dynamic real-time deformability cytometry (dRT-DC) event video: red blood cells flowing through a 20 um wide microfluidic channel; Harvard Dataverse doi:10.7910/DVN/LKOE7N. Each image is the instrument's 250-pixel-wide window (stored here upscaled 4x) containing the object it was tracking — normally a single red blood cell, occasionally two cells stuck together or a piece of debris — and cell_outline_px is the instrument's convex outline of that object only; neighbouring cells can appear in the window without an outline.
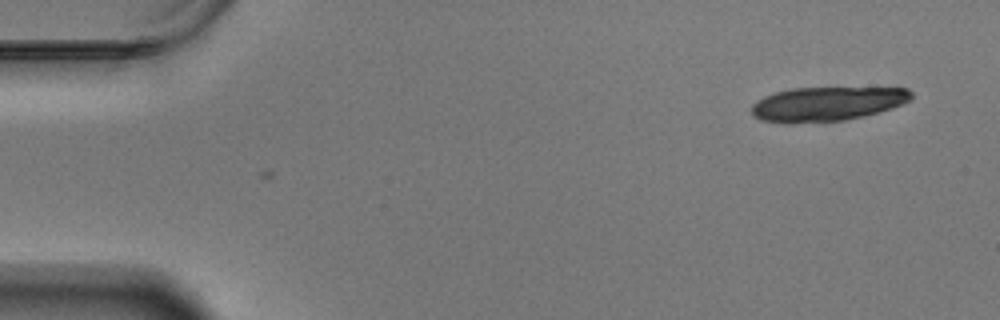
{"species": "Egyptian fruit bat (a non-hibernating species)", "species_latin": "Rousettus aegyptiacus", "temperature_condition": "warm", "stored_images_in_passage": 3, "camera_frame_rate_fps": 3000, "um_per_image_px": 0.085, "animal": {"sex": "male"}, "frame": {"image": 1, "passage_image": 3, "time_ms": 0.667, "image_size_px": [1000, 320], "cell_outline_px": [[912, 96], [904, 104], [892, 108], [844, 120], [784, 124], [760, 120], [752, 116], [752, 104], [764, 96], [776, 92], [792, 88], [908, 88], [912, 92]], "centroid_in_image_um": [70.25, 8.83], "position_along_channel_um": 14.8, "area_um2": 31.79}}